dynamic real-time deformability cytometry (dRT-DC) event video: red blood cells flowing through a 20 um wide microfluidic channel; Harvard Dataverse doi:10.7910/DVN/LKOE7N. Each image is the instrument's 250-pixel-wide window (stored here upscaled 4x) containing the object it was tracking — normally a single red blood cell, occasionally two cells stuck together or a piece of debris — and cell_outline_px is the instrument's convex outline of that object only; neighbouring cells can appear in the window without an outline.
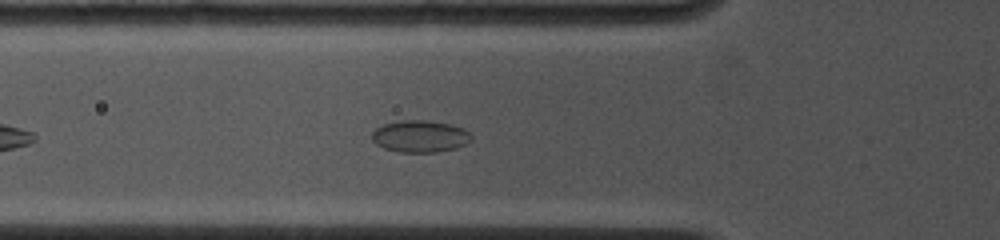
{"species": "common noctule bat (a hibernating species)", "species_latin": "Nyctalus noctula", "temperature_condition": "cold", "stored_images_in_passage": 3, "camera_frame_rate_fps": 4500, "um_per_image_px": 0.085, "animal": {"sex": "female", "body_mass_g": 19.0, "forearm_length_mm": 53.3}, "frame": {"image": 1, "passage_image": 3, "time_ms": 1.556, "image_size_px": [1000, 240], "cell_outline_px": [[472, 140], [456, 148], [436, 152], [400, 152], [384, 148], [376, 144], [372, 140], [372, 132], [376, 128], [384, 124], [400, 120], [428, 120], [452, 124], [464, 128], [472, 136]], "centroid_in_image_um": [35.71, 11.58], "position_along_channel_um": 90.1, "area_um2": 18.61}}